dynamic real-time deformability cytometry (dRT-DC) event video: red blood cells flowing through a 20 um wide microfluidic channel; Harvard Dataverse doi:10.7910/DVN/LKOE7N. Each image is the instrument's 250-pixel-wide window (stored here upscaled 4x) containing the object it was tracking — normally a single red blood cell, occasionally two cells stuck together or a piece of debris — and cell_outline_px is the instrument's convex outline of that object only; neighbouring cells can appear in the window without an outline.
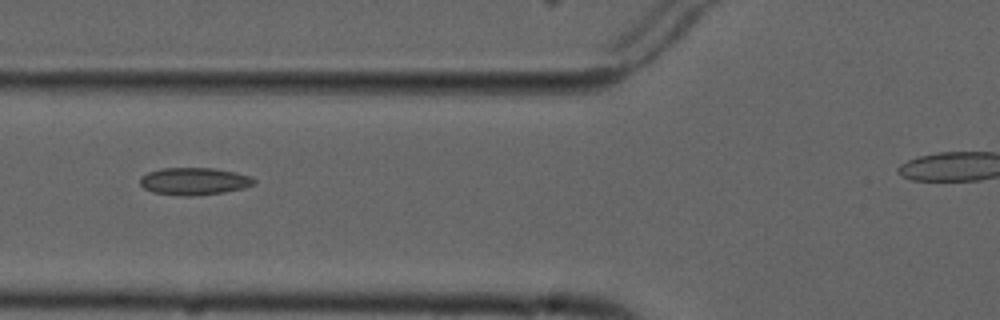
{"species": "common noctule bat (a hibernating species)", "species_latin": "Nyctalus noctula", "temperature_condition": "cold", "stored_images_in_passage": 7, "camera_frame_rate_fps": 3000, "um_per_image_px": 0.085, "animal": {"sex": "male", "forearm_length_mm": 52.5}, "frame": {"image": 1, "passage_image": 5, "time_ms": 4.667, "image_size_px": [1000, 320], "cell_outline_px": [[256, 184], [244, 188], [224, 192], [192, 196], [180, 196], [152, 192], [144, 188], [140, 184], [140, 176], [148, 172], [160, 168], [212, 168], [236, 172], [248, 176], [256, 180]], "centroid_in_image_um": [16.48, 15.41], "position_along_channel_um": 109.3, "area_um2": 18.26}}
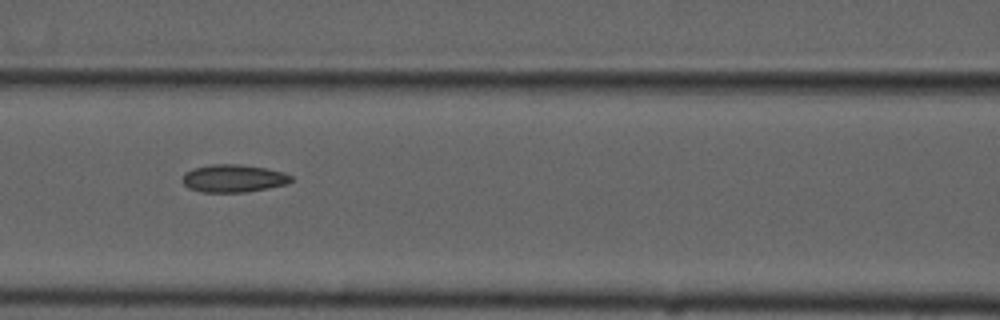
{"frame": {"image": 2, "passage_image": 6, "time_ms": 5.667, "image_size_px": [1000, 320], "cell_outline_px": [[292, 180], [288, 184], [268, 188], [244, 192], [200, 192], [188, 188], [184, 184], [184, 172], [192, 168], [212, 164], [240, 164], [264, 168], [284, 172], [292, 176]], "centroid_in_image_um": [19.84, 15.16], "position_along_channel_um": 146.8, "area_um2": 17.57}}
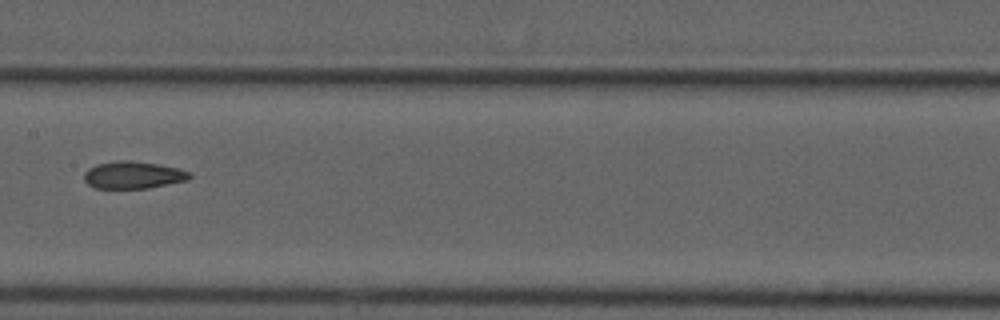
{"frame": {"image": 3, "passage_image": 7, "time_ms": 7.0, "image_size_px": [1000, 320], "cell_outline_px": [[192, 176], [188, 180], [148, 188], [96, 188], [88, 184], [84, 180], [84, 172], [88, 168], [96, 164], [120, 160], [128, 160], [156, 164], [180, 168], [192, 172]], "centroid_in_image_um": [11.34, 14.87], "position_along_channel_um": 196.1, "area_um2": 16.82}}